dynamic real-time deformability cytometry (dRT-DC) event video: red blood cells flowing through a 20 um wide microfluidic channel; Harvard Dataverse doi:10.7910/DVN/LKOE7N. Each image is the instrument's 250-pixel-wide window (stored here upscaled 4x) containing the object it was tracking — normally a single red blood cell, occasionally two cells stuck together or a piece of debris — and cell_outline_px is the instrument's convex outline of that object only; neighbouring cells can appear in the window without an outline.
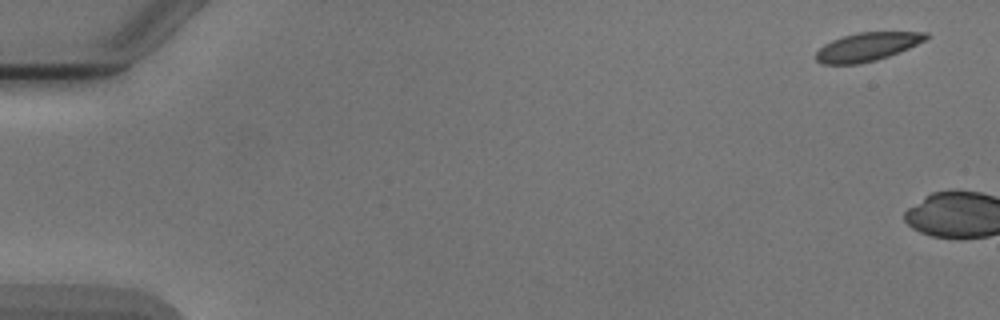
{"species": "Egyptian fruit bat (a non-hibernating species)", "species_latin": "Rousettus aegyptiacus", "temperature_condition": "cold", "stored_images_in_passage": 2, "camera_frame_rate_fps": 3000, "um_per_image_px": 0.085, "animal": {"sex": "male"}, "frame": {"image": 1, "passage_image": 1, "time_ms": 0.0, "image_size_px": [1000, 320], "cell_outline_px": [[928, 36], [924, 40], [908, 48], [888, 56], [876, 60], [860, 64], [820, 64], [816, 60], [816, 52], [824, 44], [832, 40], [844, 36], [860, 32], [928, 32]], "centroid_in_image_um": [73.67, 3.99], "position_along_channel_um": 11.3, "area_um2": 18.03}}